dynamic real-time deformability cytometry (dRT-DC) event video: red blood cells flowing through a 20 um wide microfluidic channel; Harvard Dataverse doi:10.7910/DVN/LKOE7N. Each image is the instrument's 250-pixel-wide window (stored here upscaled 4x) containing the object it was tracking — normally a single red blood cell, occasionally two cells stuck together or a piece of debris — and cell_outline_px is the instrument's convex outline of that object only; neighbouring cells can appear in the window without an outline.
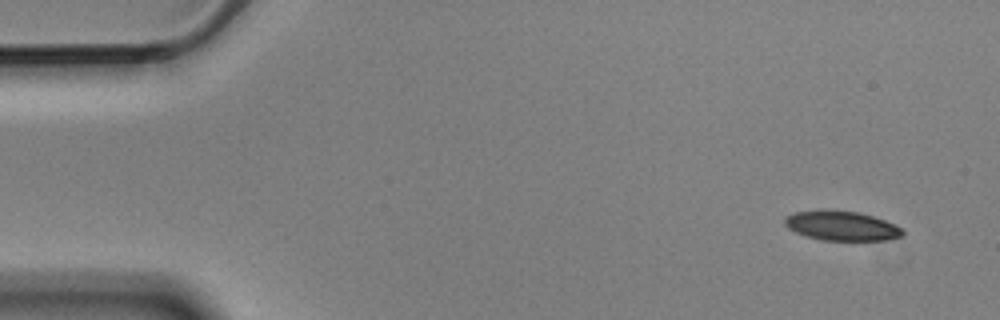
{"species": "Egyptian fruit bat (a non-hibernating species)", "species_latin": "Rousettus aegyptiacus", "temperature_condition": "cold", "stored_images_in_passage": 4, "camera_frame_rate_fps": 3000, "um_per_image_px": 0.085, "animal": {"sex": "male"}, "frame": {"image": 1, "passage_image": 1, "time_ms": 0.0, "image_size_px": [1000, 320], "cell_outline_px": [[904, 232], [900, 236], [884, 240], [824, 240], [808, 236], [796, 232], [788, 228], [784, 224], [784, 220], [788, 216], [796, 212], [860, 212], [896, 224], [904, 228]], "centroid_in_image_um": [71.61, 19.22], "position_along_channel_um": 13.4, "area_um2": 19.48}}
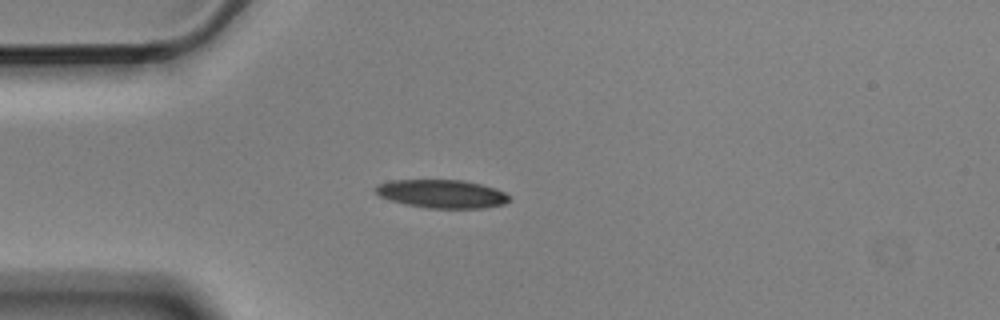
{"frame": {"image": 2, "passage_image": 4, "time_ms": 1.0, "image_size_px": [1000, 320], "cell_outline_px": [[512, 200], [504, 204], [484, 208], [428, 208], [404, 204], [380, 196], [376, 192], [376, 184], [392, 180], [464, 180], [496, 188], [512, 196]], "centroid_in_image_um": [37.61, 16.48], "position_along_channel_um": 47.4, "area_um2": 22.2}}